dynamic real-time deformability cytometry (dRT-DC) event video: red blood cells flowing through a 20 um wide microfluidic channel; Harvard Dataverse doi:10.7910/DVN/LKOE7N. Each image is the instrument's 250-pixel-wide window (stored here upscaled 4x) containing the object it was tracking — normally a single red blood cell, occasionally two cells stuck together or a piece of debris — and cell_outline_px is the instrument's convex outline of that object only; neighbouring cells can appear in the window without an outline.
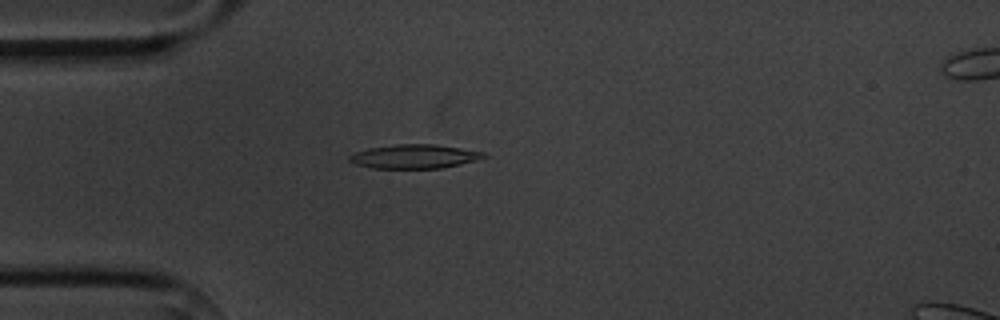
{"species": "common noctule bat (a hibernating species)", "species_latin": "Nyctalus noctula", "temperature_condition": "cold", "stored_images_in_passage": 6, "camera_frame_rate_fps": 3000, "um_per_image_px": 0.085, "animal": {"sex": "male", "body_mass_g": 20.1, "forearm_length_mm": 53.5}, "frame": {"image": 1, "passage_image": 5, "time_ms": 4.667, "image_size_px": [1000, 320], "cell_outline_px": [[488, 156], [476, 160], [460, 164], [440, 168], [372, 168], [356, 164], [348, 160], [348, 156], [356, 152], [368, 148], [396, 144], [436, 144], [484, 152]], "centroid_in_image_um": [35.21, 13.29], "position_along_channel_um": 49.8, "area_um2": 18.67}}